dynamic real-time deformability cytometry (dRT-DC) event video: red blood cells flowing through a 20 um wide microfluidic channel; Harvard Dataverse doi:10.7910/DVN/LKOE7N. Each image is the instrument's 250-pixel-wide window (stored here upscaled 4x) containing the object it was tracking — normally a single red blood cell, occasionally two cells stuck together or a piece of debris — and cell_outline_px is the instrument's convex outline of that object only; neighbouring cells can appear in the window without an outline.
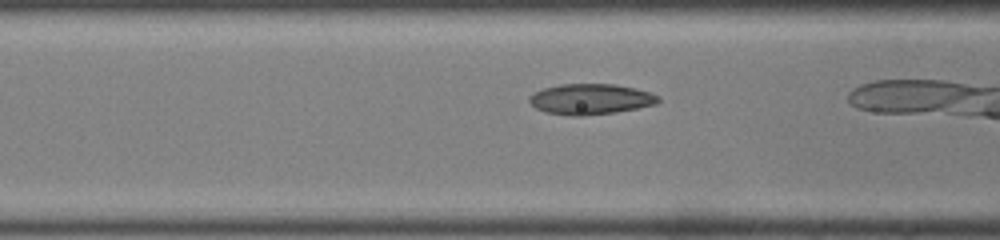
{"species": "common noctule bat (a hibernating species)", "species_latin": "Nyctalus noctula", "temperature_condition": "room temperature", "stored_images_in_passage": 34, "camera_frame_rate_fps": 3000, "um_per_image_px": 0.085, "animal": {"sex": "male", "body_mass_g": 19.0, "forearm_length_mm": 50.8}, "frame": {"image": 1, "passage_image": 15, "time_ms": 4.667, "image_size_px": [1000, 240], "cell_outline_px": [[660, 100], [656, 104], [616, 112], [584, 116], [572, 116], [544, 112], [536, 108], [528, 100], [528, 96], [544, 88], [560, 84], [612, 84], [636, 88], [660, 96]], "centroid_in_image_um": [50.19, 8.43], "position_along_channel_um": 116.4, "area_um2": 23.0}}
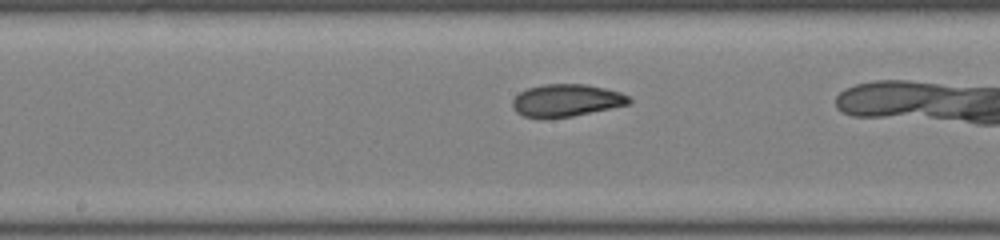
{"frame": {"image": 2, "passage_image": 21, "time_ms": 6.667, "image_size_px": [1000, 240], "cell_outline_px": [[632, 100], [628, 104], [572, 116], [524, 116], [516, 112], [512, 104], [512, 100], [520, 92], [528, 88], [544, 84], [584, 84], [604, 88], [620, 92], [628, 96]], "centroid_in_image_um": [48.15, 8.5], "position_along_channel_um": 200.1, "area_um2": 21.33}}
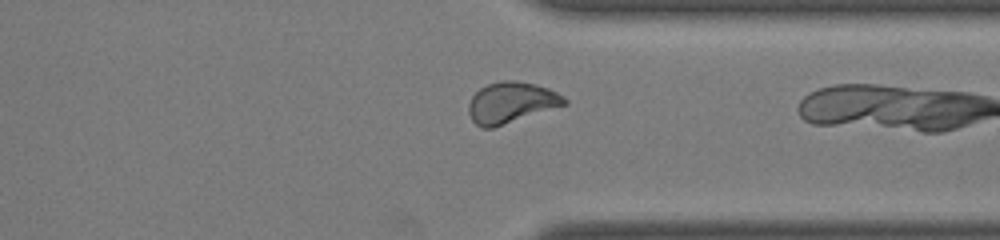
{"frame": {"image": 3, "passage_image": 33, "time_ms": 10.667, "image_size_px": [1000, 240], "cell_outline_px": [[568, 104], [492, 128], [480, 128], [472, 120], [468, 112], [468, 104], [472, 96], [480, 88], [488, 84], [504, 80], [516, 80], [536, 84], [548, 88], [564, 96], [568, 100]], "centroid_in_image_um": [43.45, 8.71], "position_along_channel_um": 367.9, "area_um2": 22.95}}